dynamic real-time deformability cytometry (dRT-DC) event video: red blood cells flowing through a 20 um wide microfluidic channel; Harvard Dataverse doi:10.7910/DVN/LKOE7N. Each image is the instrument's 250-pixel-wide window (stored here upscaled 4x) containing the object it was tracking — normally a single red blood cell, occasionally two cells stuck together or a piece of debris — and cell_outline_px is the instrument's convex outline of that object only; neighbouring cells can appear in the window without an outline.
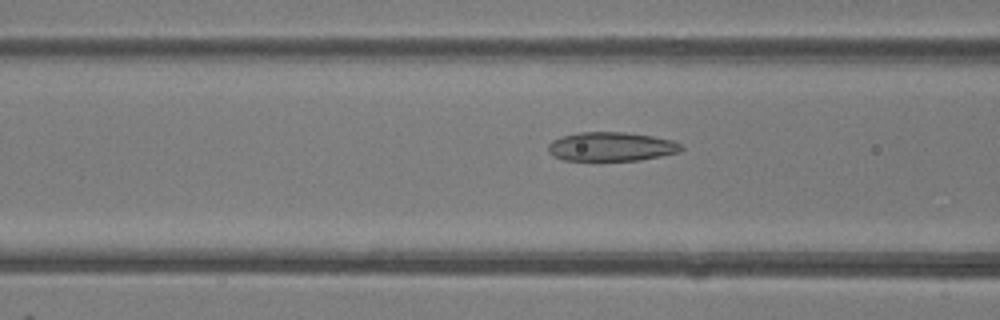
{"species": "common noctule bat (a hibernating species)", "species_latin": "Nyctalus noctula", "temperature_condition": "room temperature", "stored_images_in_passage": 47, "camera_frame_rate_fps": 3000, "um_per_image_px": 0.085, "animal": {"sex": "female"}, "frame": {"image": 1, "passage_image": 17, "time_ms": 5.333, "image_size_px": [1000, 320], "cell_outline_px": [[684, 148], [680, 152], [640, 160], [564, 160], [552, 156], [548, 152], [548, 144], [552, 140], [564, 136], [580, 132], [624, 132], [652, 136], [672, 140], [680, 144]], "centroid_in_image_um": [51.95, 12.46], "position_along_channel_um": 114.7, "area_um2": 22.43}}
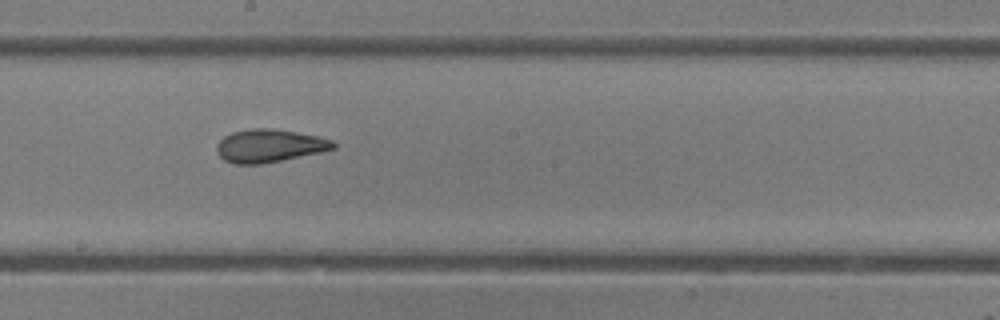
{"frame": {"image": 2, "passage_image": 25, "time_ms": 8.0, "image_size_px": [1000, 320], "cell_outline_px": [[336, 148], [320, 152], [260, 164], [232, 164], [224, 160], [216, 152], [216, 144], [224, 136], [232, 132], [252, 128], [268, 128], [296, 132], [316, 136], [332, 140], [336, 144]], "centroid_in_image_um": [22.85, 12.39], "position_along_channel_um": 225.3, "area_um2": 22.25}}
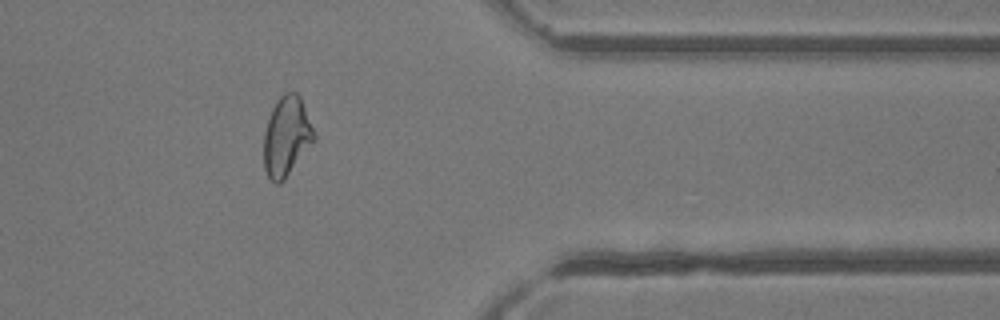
{"frame": {"image": 3, "passage_image": 38, "time_ms": 12.333, "image_size_px": [1000, 320], "cell_outline_px": [[316, 140], [284, 180], [280, 184], [276, 184], [268, 176], [264, 168], [264, 132], [272, 108], [276, 100], [284, 92], [296, 92], [300, 96], [316, 136]], "centroid_in_image_um": [24.36, 11.6], "position_along_channel_um": 387.0, "area_um2": 23.35}, "authors_computed_cell_mechanics": {"area_um2": 23.9292, "velocity_mm_per_s": 4.1409, "shape_relaxation_time_tau1_ms": null, "shape_relaxation_time_tau2_ms": 1.7849, "deformation_change_tau1": null, "deformation_change_tau2": 0.0861}}